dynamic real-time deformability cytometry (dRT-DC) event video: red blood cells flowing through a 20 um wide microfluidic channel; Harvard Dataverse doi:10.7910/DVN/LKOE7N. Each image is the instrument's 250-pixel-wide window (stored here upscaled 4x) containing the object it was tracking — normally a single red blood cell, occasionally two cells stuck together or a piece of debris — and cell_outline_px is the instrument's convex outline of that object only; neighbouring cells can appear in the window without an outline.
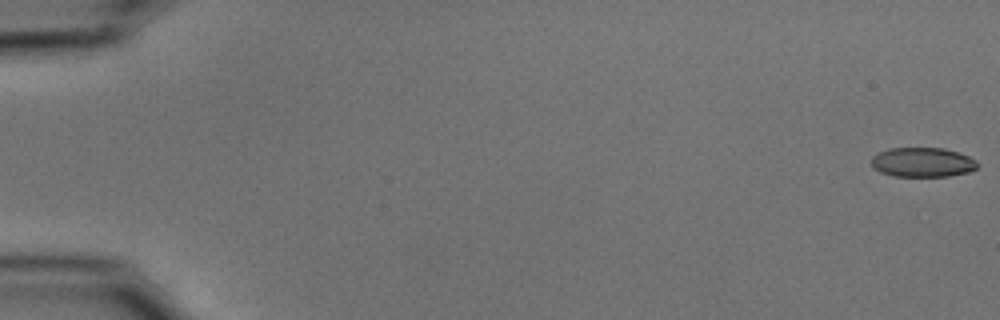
{"species": "common noctule bat (a hibernating species)", "species_latin": "Nyctalus noctula", "temperature_condition": "cold", "stored_images_in_passage": 10, "camera_frame_rate_fps": 3000, "um_per_image_px": 0.085, "animal": {"sex": "male", "body_mass_g": 15.6}, "frame": {"image": 1, "passage_image": 1, "time_ms": 0.0, "image_size_px": [1000, 320], "cell_outline_px": [[976, 168], [968, 172], [948, 176], [896, 176], [880, 172], [872, 164], [872, 156], [888, 148], [944, 148], [968, 156], [976, 160]], "centroid_in_image_um": [78.41, 13.79], "position_along_channel_um": 6.6, "area_um2": 17.98}}